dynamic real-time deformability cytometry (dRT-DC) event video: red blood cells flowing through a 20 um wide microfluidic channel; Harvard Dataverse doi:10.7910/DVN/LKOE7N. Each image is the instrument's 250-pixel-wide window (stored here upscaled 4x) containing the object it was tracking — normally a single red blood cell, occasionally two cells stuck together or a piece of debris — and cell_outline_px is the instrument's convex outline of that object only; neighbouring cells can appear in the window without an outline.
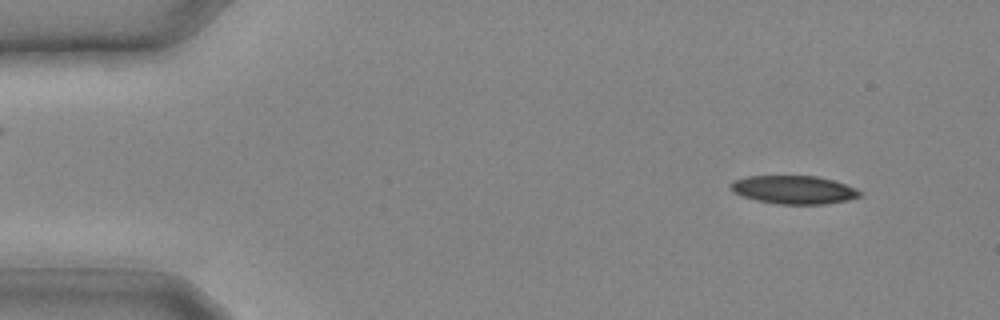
{"species": "common noctule bat (a hibernating species)", "species_latin": "Nyctalus noctula", "temperature_condition": "cold", "stored_images_in_passage": 10, "camera_frame_rate_fps": 3000, "um_per_image_px": 0.085, "animal": {"sex": "male", "body_mass_g": 20.4}, "frame": {"image": 1, "passage_image": 3, "time_ms": 0.667, "image_size_px": [1000, 320], "cell_outline_px": [[864, 196], [848, 200], [824, 204], [776, 204], [756, 200], [732, 192], [728, 184], [736, 180], [748, 176], [816, 176], [832, 180], [856, 188], [864, 192]], "centroid_in_image_um": [67.51, 16.13], "position_along_channel_um": 17.5, "area_um2": 21.39}}
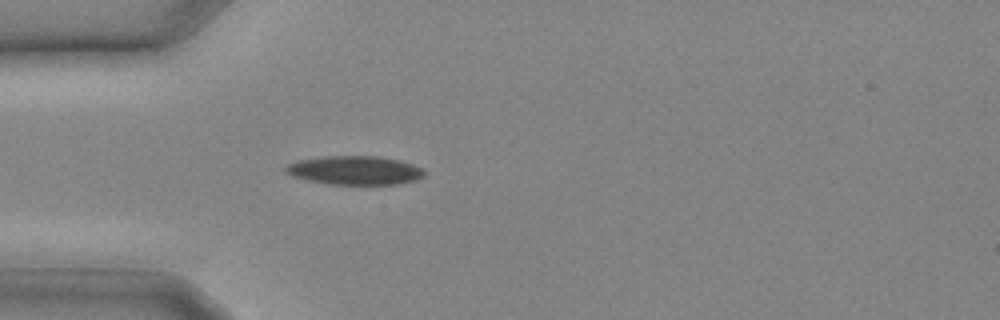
{"frame": {"image": 2, "passage_image": 8, "time_ms": 2.333, "image_size_px": [1000, 320], "cell_outline_px": [[424, 176], [416, 180], [396, 184], [328, 184], [308, 180], [292, 176], [284, 172], [284, 164], [296, 160], [324, 156], [380, 156], [400, 160], [412, 164], [420, 168], [424, 172]], "centroid_in_image_um": [30.09, 14.47], "position_along_channel_um": 54.9, "area_um2": 23.41}}
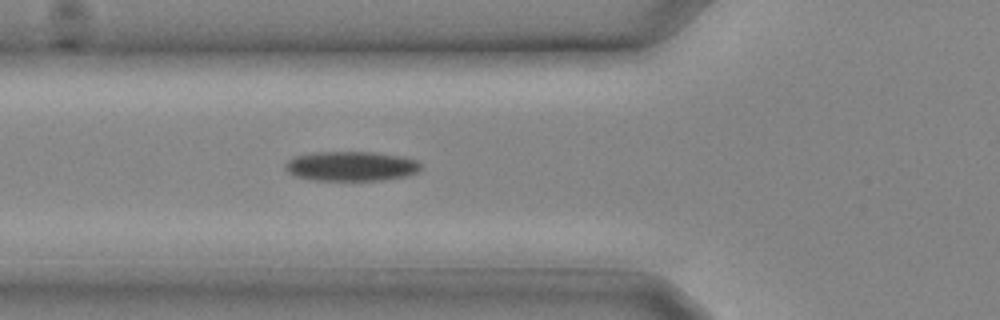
{"frame": {"image": 3, "passage_image": 10, "time_ms": 3.0, "image_size_px": [1000, 320], "cell_outline_px": [[424, 168], [416, 172], [404, 176], [384, 180], [312, 180], [292, 176], [284, 168], [284, 164], [292, 156], [312, 152], [372, 152], [400, 156], [416, 160]], "centroid_in_image_um": [29.78, 14.12], "position_along_channel_um": 96.0, "area_um2": 23.64}}